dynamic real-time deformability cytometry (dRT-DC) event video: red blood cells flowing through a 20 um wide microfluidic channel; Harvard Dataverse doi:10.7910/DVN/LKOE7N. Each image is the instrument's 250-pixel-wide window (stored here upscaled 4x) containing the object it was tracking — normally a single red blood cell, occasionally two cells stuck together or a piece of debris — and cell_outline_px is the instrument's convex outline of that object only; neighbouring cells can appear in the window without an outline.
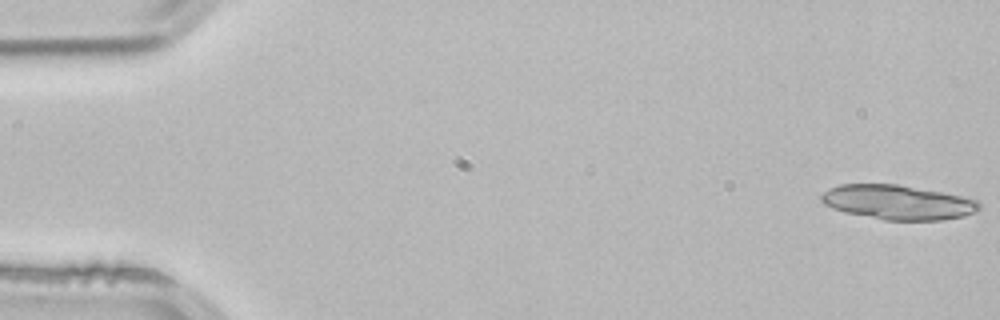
{"species": "common noctule bat (a hibernating species)", "species_latin": "Nyctalus noctula", "temperature_condition": "room temperature", "stored_images_in_passage": 4, "camera_frame_rate_fps": 3000, "um_per_image_px": 0.085, "animal": {"sex": "male", "body_mass_g": 21.5, "forearm_length_mm": 52.0}, "frame": {"image": 1, "passage_image": 1, "time_ms": 0.0, "image_size_px": [1000, 320], "cell_outline_px": [[980, 208], [976, 212], [964, 216], [944, 220], [884, 220], [844, 212], [832, 208], [824, 204], [820, 200], [820, 196], [828, 188], [840, 184], [896, 184], [940, 192], [960, 196], [976, 200], [980, 204]], "centroid_in_image_um": [76.28, 17.2], "position_along_channel_um": 8.7, "area_um2": 31.67}}